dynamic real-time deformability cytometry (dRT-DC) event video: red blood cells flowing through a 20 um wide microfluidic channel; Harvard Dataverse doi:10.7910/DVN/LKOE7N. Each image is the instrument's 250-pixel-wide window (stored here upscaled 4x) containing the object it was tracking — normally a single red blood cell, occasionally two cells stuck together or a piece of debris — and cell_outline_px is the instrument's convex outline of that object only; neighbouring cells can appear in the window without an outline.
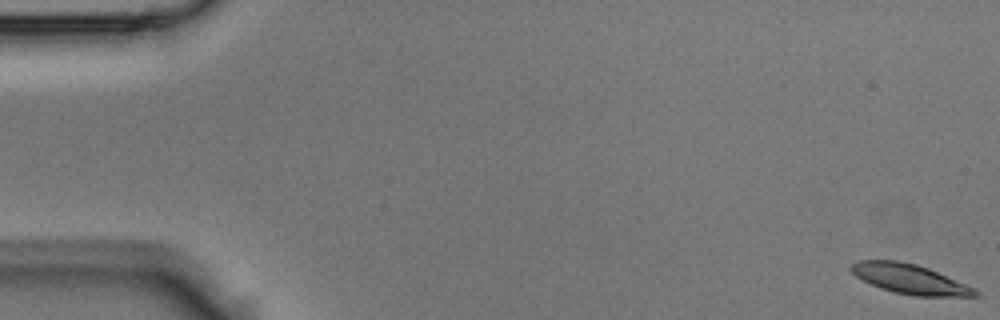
{"species": "Egyptian fruit bat (a non-hibernating species)", "species_latin": "Rousettus aegyptiacus", "temperature_condition": "room temperature", "stored_images_in_passage": 12, "camera_frame_rate_fps": 3000, "um_per_image_px": 0.085, "animal": {"sex": "male"}, "frame": {"image": 1, "passage_image": 1, "time_ms": 0.0, "image_size_px": [1000, 320], "cell_outline_px": [[980, 296], [912, 296], [880, 288], [856, 276], [848, 268], [856, 260], [900, 260], [916, 264], [928, 268], [976, 288], [980, 292]], "centroid_in_image_um": [77.35, 23.71], "position_along_channel_um": 7.6, "area_um2": 21.5}}